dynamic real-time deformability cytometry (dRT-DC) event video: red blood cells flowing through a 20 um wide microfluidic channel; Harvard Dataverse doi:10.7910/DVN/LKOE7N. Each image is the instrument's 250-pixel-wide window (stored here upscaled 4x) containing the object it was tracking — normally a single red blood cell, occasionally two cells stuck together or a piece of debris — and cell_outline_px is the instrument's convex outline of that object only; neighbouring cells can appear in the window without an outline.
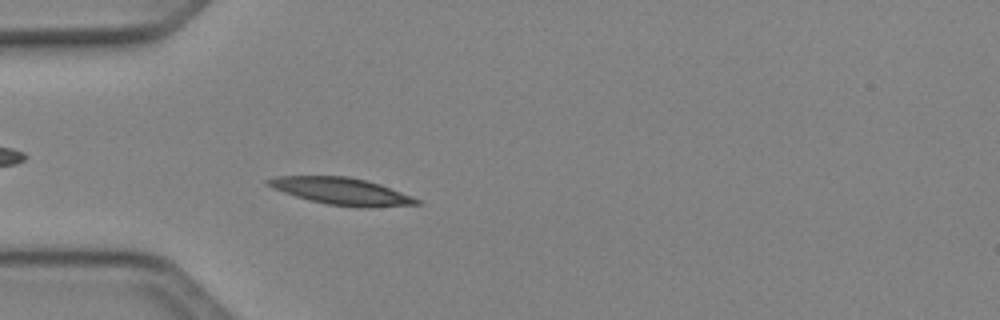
{"species": "Egyptian fruit bat (a non-hibernating species)", "species_latin": "Rousettus aegyptiacus", "temperature_condition": "cold", "stored_images_in_passage": 43, "camera_frame_rate_fps": 3000, "um_per_image_px": 0.085, "animal": {"sex": "female"}, "frame": {"image": 1, "passage_image": 8, "time_ms": 2.333, "image_size_px": [1000, 320], "cell_outline_px": [[420, 204], [328, 204], [296, 196], [272, 188], [264, 184], [264, 180], [276, 176], [348, 176], [380, 184], [412, 196], [420, 200]], "centroid_in_image_um": [28.85, 16.17], "position_along_channel_um": 56.1, "area_um2": 21.91}}
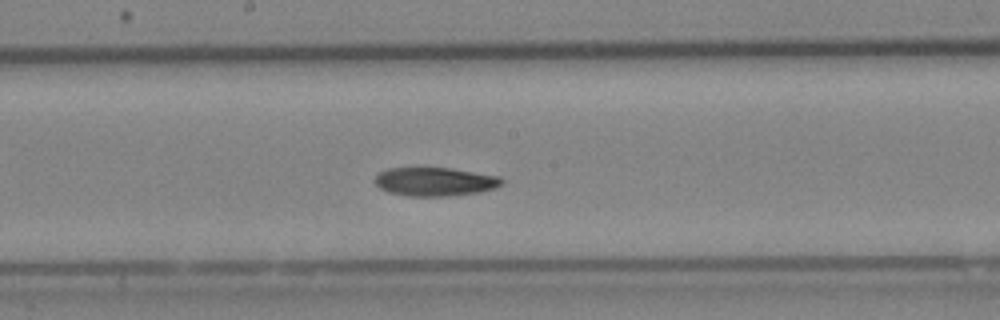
{"frame": {"image": 2, "passage_image": 20, "time_ms": 6.333, "image_size_px": [1000, 320], "cell_outline_px": [[504, 184], [496, 188], [480, 192], [448, 196], [408, 196], [388, 192], [380, 188], [372, 180], [376, 172], [388, 168], [452, 168], [500, 176], [504, 180]], "centroid_in_image_um": [36.96, 15.44], "position_along_channel_um": 211.2, "area_um2": 21.56}}
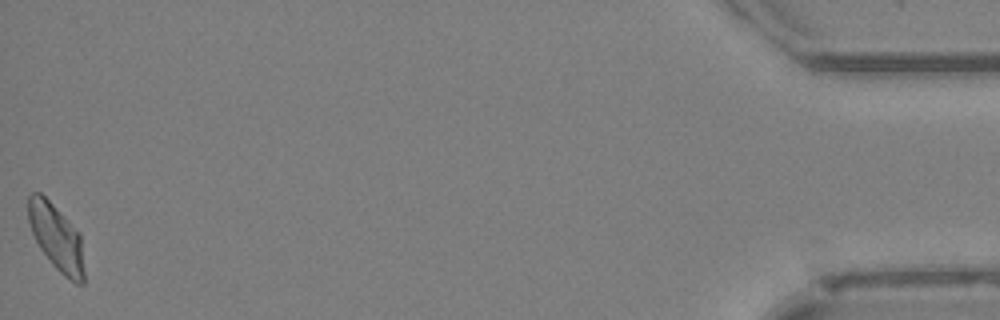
{"frame": {"image": 3, "passage_image": 43, "time_ms": 14.0, "image_size_px": [1000, 320], "cell_outline_px": [[84, 284], [76, 284], [64, 276], [52, 264], [40, 248], [32, 232], [28, 220], [28, 196], [32, 192], [40, 192], [80, 232], [84, 272]], "centroid_in_image_um": [4.8, 20.19], "position_along_channel_um": 430.4, "area_um2": 21.44}, "authors_computed_cell_mechanics": {"area_um2": 21.7328, "velocity_mm_per_s": 4.0749, "shape_relaxation_time_tau1_ms": 4.5626, "shape_relaxation_time_tau2_ms": 4.9104, "deformation_change_tau1": 0.1616, "deformation_change_tau2": 0.1139}}